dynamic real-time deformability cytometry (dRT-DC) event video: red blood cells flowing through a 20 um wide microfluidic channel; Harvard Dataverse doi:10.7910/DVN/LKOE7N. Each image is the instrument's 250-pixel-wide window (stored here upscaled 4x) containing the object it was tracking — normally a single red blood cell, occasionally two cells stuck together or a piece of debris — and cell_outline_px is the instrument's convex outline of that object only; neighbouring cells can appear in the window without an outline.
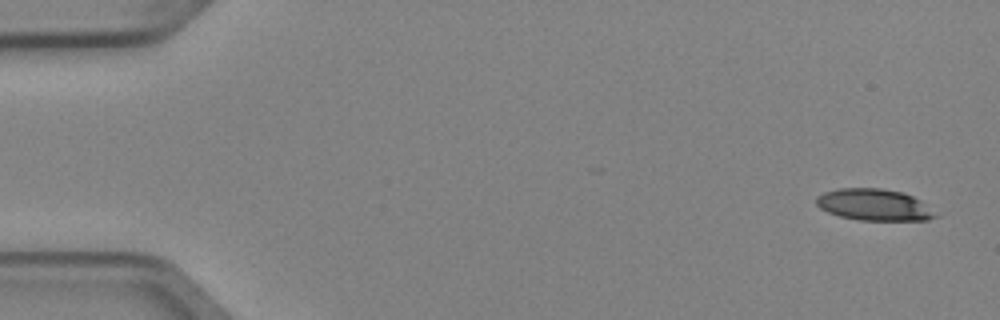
{"species": "Egyptian fruit bat (a non-hibernating species)", "species_latin": "Rousettus aegyptiacus", "temperature_condition": "cold", "stored_images_in_passage": 6, "camera_frame_rate_fps": 3000, "um_per_image_px": 0.085, "animal": {"sex": "female"}, "frame": {"image": 1, "passage_image": 1, "time_ms": 0.0, "image_size_px": [1000, 320], "cell_outline_px": [[940, 216], [928, 220], [860, 220], [840, 216], [828, 212], [820, 208], [816, 204], [816, 196], [824, 192], [840, 188], [884, 188], [904, 192], [920, 200]], "centroid_in_image_um": [74.31, 17.4], "position_along_channel_um": 10.7, "area_um2": 22.02}}
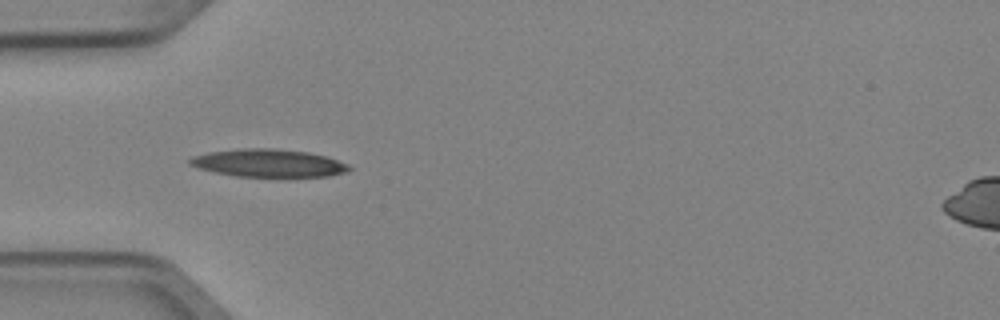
{"frame": {"image": 2, "passage_image": 5, "time_ms": 1.333, "image_size_px": [1000, 320], "cell_outline_px": [[352, 168], [348, 172], [328, 176], [236, 176], [196, 168], [188, 164], [188, 160], [192, 156], [208, 152], [240, 148], [272, 148], [308, 152], [324, 156], [348, 164]], "centroid_in_image_um": [22.78, 13.85], "position_along_channel_um": 62.2, "area_um2": 25.72}}
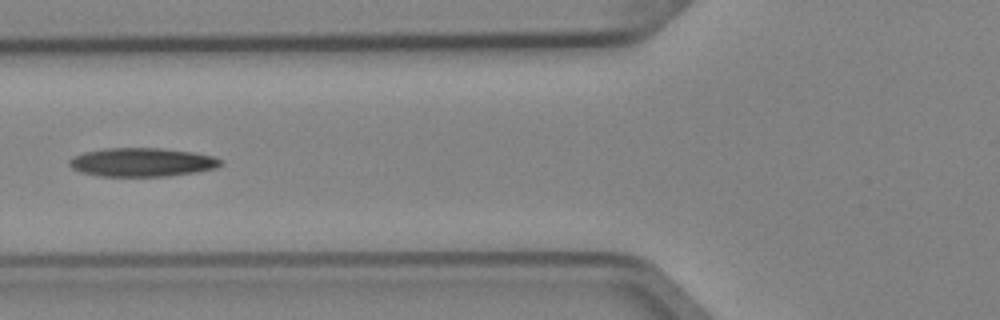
{"frame": {"image": 3, "passage_image": 6, "time_ms": 1.667, "image_size_px": [1000, 320], "cell_outline_px": [[224, 164], [216, 168], [196, 172], [168, 176], [100, 176], [80, 172], [72, 168], [68, 164], [68, 160], [72, 156], [84, 152], [104, 148], [160, 148], [192, 152], [212, 156], [224, 160]], "centroid_in_image_um": [12.06, 13.79], "position_along_channel_um": 113.7, "area_um2": 25.49}}